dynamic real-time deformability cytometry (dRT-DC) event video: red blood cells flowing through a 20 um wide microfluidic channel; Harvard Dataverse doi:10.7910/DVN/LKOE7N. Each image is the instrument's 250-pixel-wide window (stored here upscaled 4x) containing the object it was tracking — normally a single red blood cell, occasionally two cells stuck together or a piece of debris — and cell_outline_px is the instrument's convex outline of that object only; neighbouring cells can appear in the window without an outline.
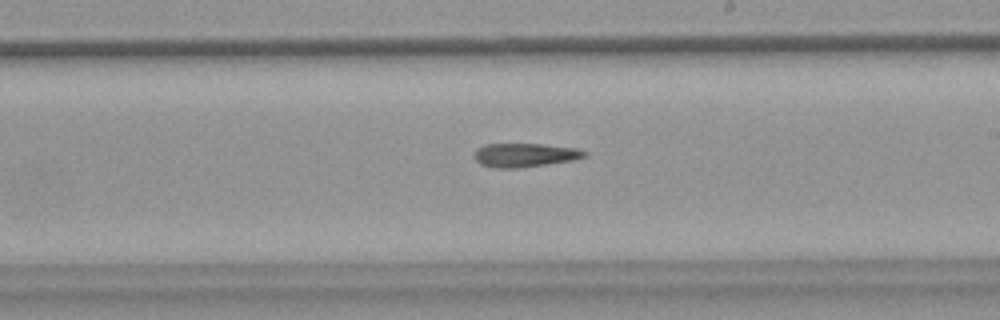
{"species": "common noctule bat (a hibernating species)", "species_latin": "Nyctalus noctula", "temperature_condition": "warm", "stored_images_in_passage": 32, "camera_frame_rate_fps": 3000, "um_per_image_px": 0.085, "animal": {"sex": "female", "body_mass_g": 18.4}, "frame": {"image": 1, "passage_image": 19, "time_ms": 6.0, "image_size_px": [1000, 320], "cell_outline_px": [[588, 156], [572, 160], [516, 168], [492, 168], [480, 164], [476, 160], [476, 148], [484, 144], [540, 144], [576, 148], [588, 152]], "centroid_in_image_um": [44.6, 13.18], "position_along_channel_um": 244.4, "area_um2": 15.14}}
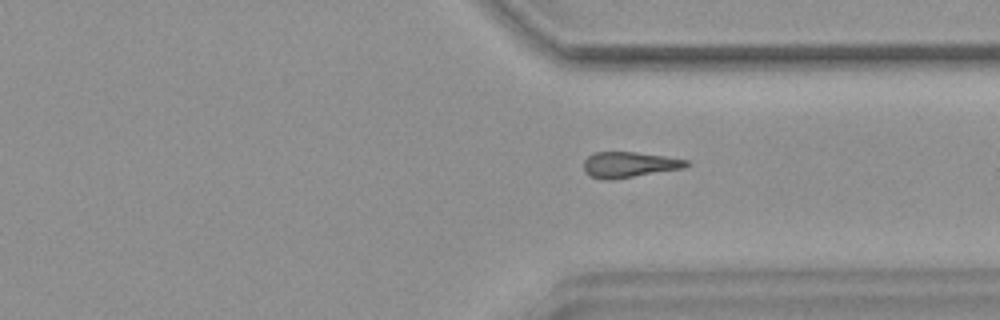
{"frame": {"image": 2, "passage_image": 28, "time_ms": 9.0, "image_size_px": [1000, 320], "cell_outline_px": [[692, 164], [684, 168], [612, 180], [600, 180], [588, 176], [584, 172], [584, 160], [588, 156], [596, 152], [636, 152], [664, 156], [688, 160]], "centroid_in_image_um": [53.46, 14.01], "position_along_channel_um": 357.9, "area_um2": 15.55}}